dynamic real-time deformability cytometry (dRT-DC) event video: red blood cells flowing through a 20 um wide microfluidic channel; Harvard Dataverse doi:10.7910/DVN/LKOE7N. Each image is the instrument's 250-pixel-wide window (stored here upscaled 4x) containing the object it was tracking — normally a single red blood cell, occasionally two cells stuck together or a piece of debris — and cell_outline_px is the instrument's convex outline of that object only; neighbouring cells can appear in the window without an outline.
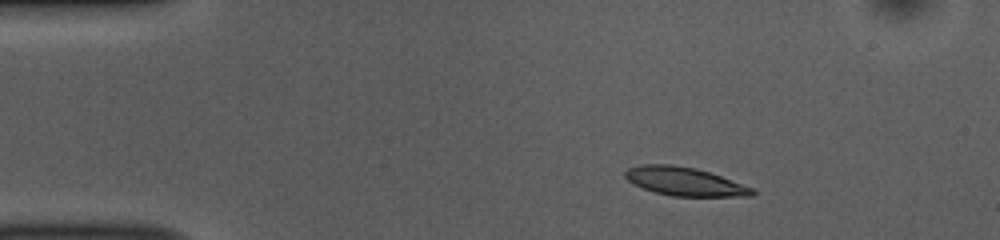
{"species": "common noctule bat (a hibernating species)", "species_latin": "Nyctalus noctula", "temperature_condition": "room temperature", "stored_images_in_passage": 23, "camera_frame_rate_fps": 3000, "um_per_image_px": 0.085, "animal": {"sex": "female", "body_mass_g": 10.0, "forearm_length_mm": 53.1}, "frame": {"image": 1, "passage_image": 7, "time_ms": 2.0, "image_size_px": [1000, 240], "cell_outline_px": [[756, 192], [752, 196], [672, 196], [656, 192], [632, 184], [624, 176], [624, 172], [628, 168], [640, 164], [672, 164], [696, 168], [756, 188]], "centroid_in_image_um": [58.2, 15.42], "position_along_channel_um": 26.8, "area_um2": 21.15}}
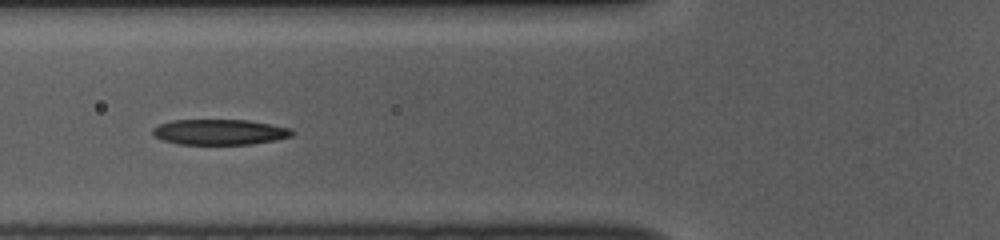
{"frame": {"image": 2, "passage_image": 18, "time_ms": 5.667, "image_size_px": [1000, 240], "cell_outline_px": [[296, 132], [292, 136], [276, 140], [252, 144], [180, 144], [164, 140], [156, 136], [152, 132], [152, 128], [160, 124], [172, 120], [248, 120], [292, 128]], "centroid_in_image_um": [18.73, 11.22], "position_along_channel_um": 107.1, "area_um2": 20.69}}
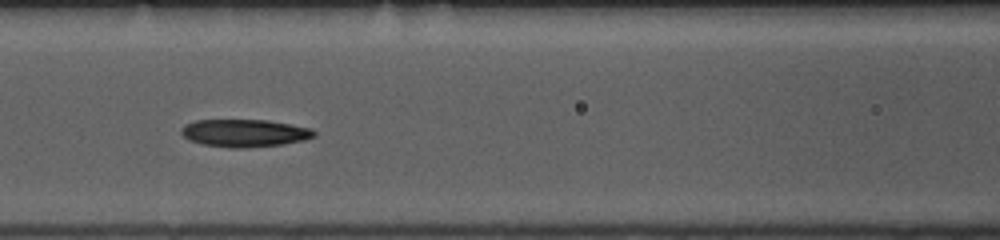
{"frame": {"image": 3, "passage_image": 21, "time_ms": 6.667, "image_size_px": [1000, 240], "cell_outline_px": [[316, 136], [304, 140], [280, 144], [248, 148], [232, 148], [200, 144], [188, 140], [180, 132], [180, 128], [184, 124], [196, 120], [268, 120], [292, 124], [312, 128], [316, 132]], "centroid_in_image_um": [20.77, 11.31], "position_along_channel_um": 145.8, "area_um2": 21.62}}